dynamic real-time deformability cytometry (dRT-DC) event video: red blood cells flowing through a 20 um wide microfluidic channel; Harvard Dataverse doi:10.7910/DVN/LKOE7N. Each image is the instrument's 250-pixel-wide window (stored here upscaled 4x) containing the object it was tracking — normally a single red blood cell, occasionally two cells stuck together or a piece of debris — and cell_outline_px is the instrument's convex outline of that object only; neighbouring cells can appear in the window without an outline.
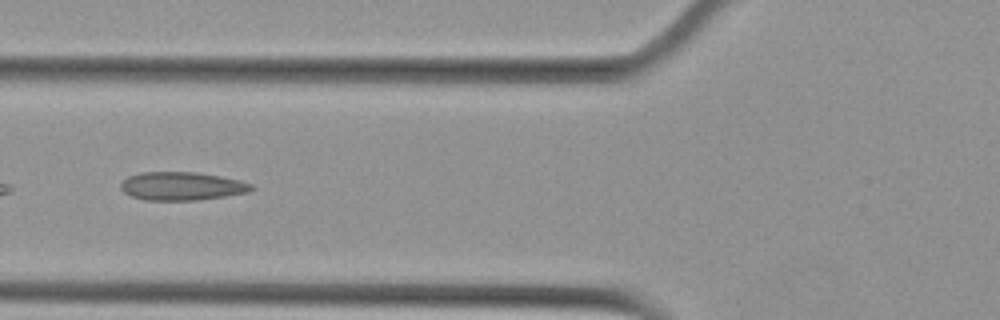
{"species": "Egyptian fruit bat (a non-hibernating species)", "species_latin": "Rousettus aegyptiacus", "temperature_condition": "cold", "stored_images_in_passage": 47, "camera_frame_rate_fps": 3000, "um_per_image_px": 0.085, "animal": {"sex": "female"}, "frame": {"image": 1, "passage_image": 14, "time_ms": 4.333, "image_size_px": [1000, 320], "cell_outline_px": [[256, 188], [248, 192], [224, 196], [196, 200], [144, 200], [132, 196], [124, 192], [120, 188], [120, 184], [128, 176], [140, 172], [196, 172], [220, 176], [240, 180], [252, 184]], "centroid_in_image_um": [15.45, 15.81], "position_along_channel_um": 110.3, "area_um2": 21.56}}
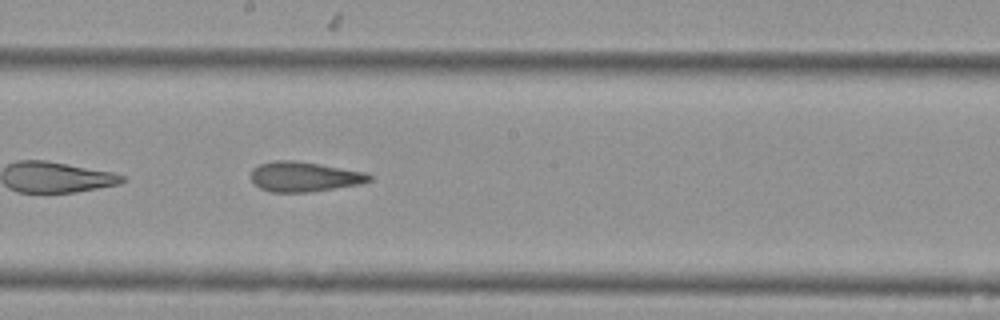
{"frame": {"image": 2, "passage_image": 23, "time_ms": 7.333, "image_size_px": [1000, 320], "cell_outline_px": [[372, 180], [360, 184], [308, 192], [272, 192], [260, 188], [252, 180], [252, 168], [260, 164], [276, 160], [296, 160], [320, 164], [364, 172], [372, 176]], "centroid_in_image_um": [25.86, 15.01], "position_along_channel_um": 222.3, "area_um2": 20.46}}
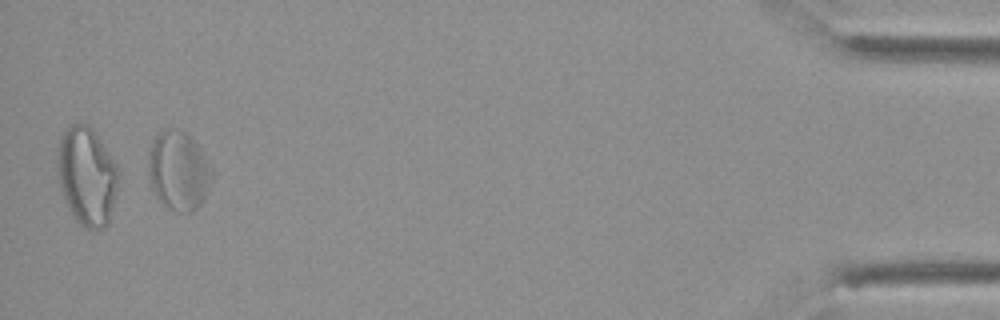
{"frame": {"image": 3, "passage_image": 45, "time_ms": 14.667, "image_size_px": [1000, 320], "cell_outline_px": [[216, 172], [200, 204], [192, 212], [180, 212], [168, 208], [156, 196], [152, 188], [148, 176], [148, 152], [152, 140], [164, 128], [180, 128], [200, 148]], "centroid_in_image_um": [15.18, 14.49], "position_along_channel_um": 420.0, "area_um2": 29.59}, "authors_computed_cell_mechanics": {"area_um2": 22.4842, "velocity_mm_per_s": 3.7358, "shape_relaxation_time_tau1_ms": null, "shape_relaxation_time_tau2_ms": 2.0669, "deformation_change_tau1": null, "deformation_change_tau2": 0.0984}}